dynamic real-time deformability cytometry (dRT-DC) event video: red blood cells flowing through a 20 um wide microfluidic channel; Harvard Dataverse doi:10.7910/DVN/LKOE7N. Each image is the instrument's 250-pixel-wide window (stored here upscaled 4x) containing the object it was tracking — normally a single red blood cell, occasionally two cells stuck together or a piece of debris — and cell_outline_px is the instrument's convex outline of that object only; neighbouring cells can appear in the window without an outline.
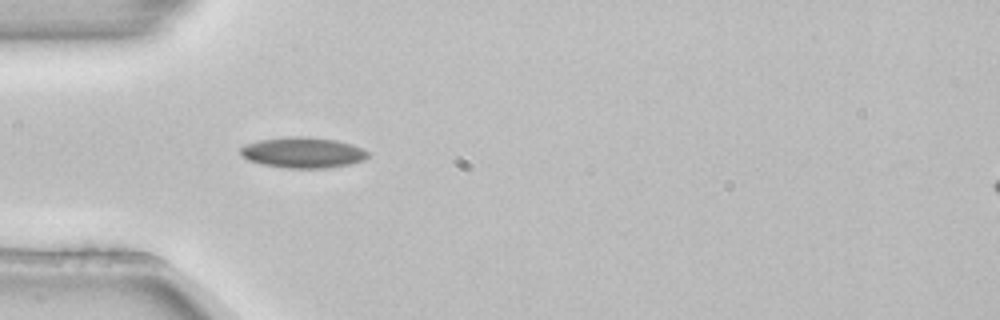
{"species": "common noctule bat (a hibernating species)", "species_latin": "Nyctalus noctula", "temperature_condition": "room temperature", "stored_images_in_passage": 2, "camera_frame_rate_fps": 3000, "um_per_image_px": 0.085, "animal": {"sex": "female", "body_mass_g": 22.7, "forearm_length_mm": 54.2}, "frame": {"image": 1, "passage_image": 2, "time_ms": 0.333, "image_size_px": [1000, 320], "cell_outline_px": [[368, 156], [364, 160], [348, 164], [324, 168], [284, 168], [264, 164], [248, 160], [240, 156], [240, 148], [244, 144], [260, 140], [284, 136], [308, 136], [336, 140], [352, 144], [368, 152]], "centroid_in_image_um": [25.7, 12.95], "position_along_channel_um": 59.3, "area_um2": 22.89}}